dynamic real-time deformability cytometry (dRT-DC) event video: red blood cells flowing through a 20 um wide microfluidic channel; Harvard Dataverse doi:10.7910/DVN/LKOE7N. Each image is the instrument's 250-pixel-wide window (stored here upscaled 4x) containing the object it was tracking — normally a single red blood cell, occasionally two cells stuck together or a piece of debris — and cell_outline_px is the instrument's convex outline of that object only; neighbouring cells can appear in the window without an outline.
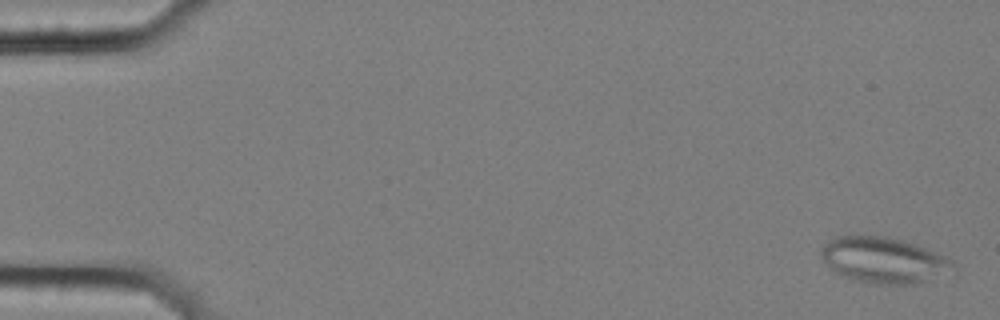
{"species": "common noctule bat (a hibernating species)", "species_latin": "Nyctalus noctula", "temperature_condition": "cold", "stored_images_in_passage": 9, "segment_of_instrument_passage": [1, 2], "camera_frame_rate_fps": 3000, "um_per_image_px": 0.085, "animal": {"sex": "female", "body_mass_g": 25.1}, "frame": {"image": 1, "passage_image": 1, "time_ms": 0.0, "image_size_px": [1000, 320], "cell_outline_px": [[952, 264], [920, 284], [872, 284], [840, 276], [828, 268], [820, 256], [820, 248], [832, 236], [888, 236], [924, 248], [944, 256], [952, 260]], "centroid_in_image_um": [74.91, 22.1], "position_along_channel_um": 10.1, "area_um2": 34.56}}